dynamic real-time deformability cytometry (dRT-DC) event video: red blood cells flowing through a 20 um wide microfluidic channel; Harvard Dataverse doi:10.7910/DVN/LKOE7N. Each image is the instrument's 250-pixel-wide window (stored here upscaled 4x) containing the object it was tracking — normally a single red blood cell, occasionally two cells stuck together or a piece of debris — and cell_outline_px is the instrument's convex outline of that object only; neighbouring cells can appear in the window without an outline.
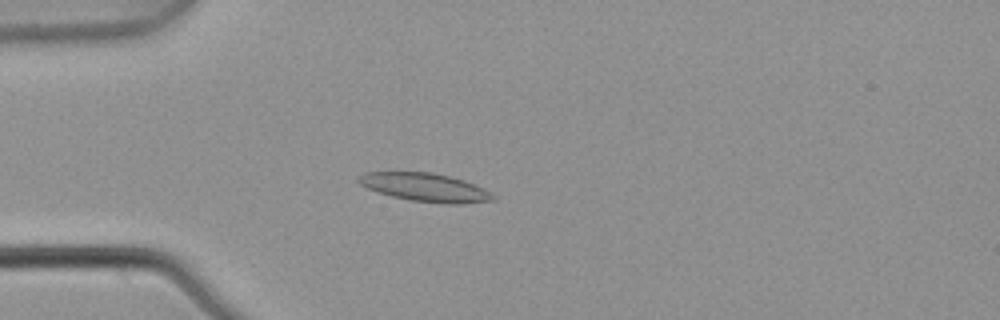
{"species": "common noctule bat (a hibernating species)", "species_latin": "Nyctalus noctula", "temperature_condition": "warm", "stored_images_in_passage": 4, "camera_frame_rate_fps": 3000, "um_per_image_px": 0.085, "animal": {"sex": "male", "body_mass_g": 21.5, "forearm_length_mm": 52.0}, "frame": {"image": 1, "passage_image": 4, "time_ms": 1.0, "image_size_px": [1000, 320], "cell_outline_px": [[496, 200], [460, 204], [444, 204], [412, 200], [392, 196], [376, 192], [360, 184], [356, 180], [364, 172], [432, 172], [464, 180], [484, 188], [496, 196]], "centroid_in_image_um": [36.16, 15.93], "position_along_channel_um": 48.8, "area_um2": 22.25}}